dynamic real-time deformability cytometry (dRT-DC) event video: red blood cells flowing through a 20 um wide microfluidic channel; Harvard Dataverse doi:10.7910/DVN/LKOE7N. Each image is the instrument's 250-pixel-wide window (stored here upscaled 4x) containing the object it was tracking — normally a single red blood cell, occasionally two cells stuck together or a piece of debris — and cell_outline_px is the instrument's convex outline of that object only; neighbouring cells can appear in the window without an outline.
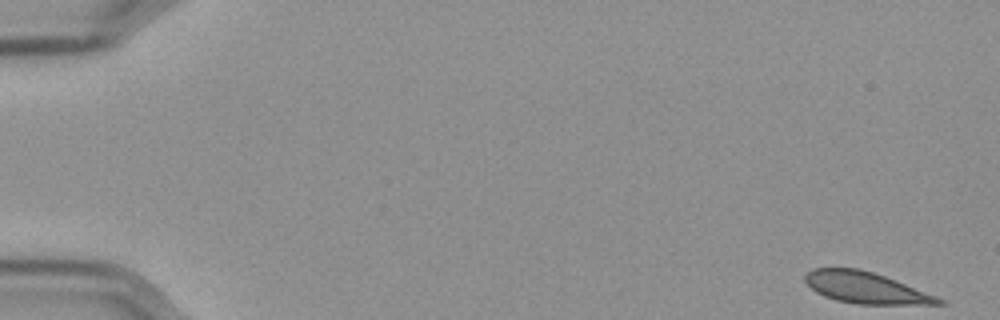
{"species": "Egyptian fruit bat (a non-hibernating species)", "species_latin": "Rousettus aegyptiacus", "temperature_condition": "cold", "stored_images_in_passage": 56, "camera_frame_rate_fps": 3000, "um_per_image_px": 0.085, "frame": {"image": 1, "passage_image": 1, "time_ms": 0.0, "image_size_px": [1000, 320], "cell_outline_px": [[944, 304], [856, 304], [836, 300], [824, 296], [816, 292], [804, 280], [804, 276], [812, 268], [860, 268], [884, 276], [936, 296], [944, 300]], "centroid_in_image_um": [73.54, 24.45], "position_along_channel_um": 11.5, "area_um2": 24.04}}
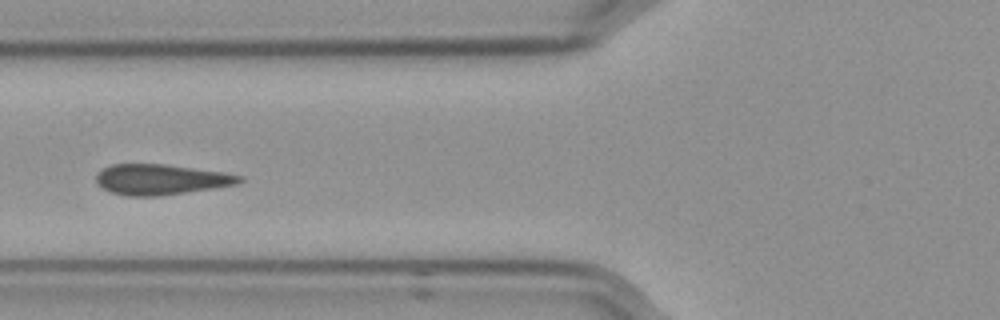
{"frame": {"image": 2, "passage_image": 22, "time_ms": 7.0, "image_size_px": [1000, 320], "cell_outline_px": [[244, 180], [236, 184], [212, 188], [160, 196], [128, 196], [112, 192], [104, 188], [96, 180], [96, 172], [112, 164], [164, 164], [224, 172], [244, 176]], "centroid_in_image_um": [13.69, 15.25], "position_along_channel_um": 112.1, "area_um2": 25.26}}
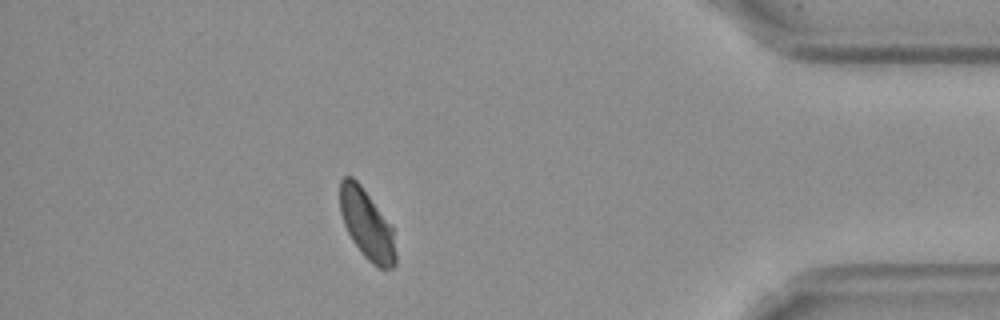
{"frame": {"image": 3, "passage_image": 50, "time_ms": 16.333, "image_size_px": [1000, 320], "cell_outline_px": [[396, 264], [392, 268], [380, 268], [372, 264], [360, 252], [352, 240], [344, 224], [340, 212], [340, 180], [344, 176], [352, 176], [360, 184], [392, 224], [396, 252]], "centroid_in_image_um": [31.19, 19.08], "position_along_channel_um": 404.0, "area_um2": 22.83}}